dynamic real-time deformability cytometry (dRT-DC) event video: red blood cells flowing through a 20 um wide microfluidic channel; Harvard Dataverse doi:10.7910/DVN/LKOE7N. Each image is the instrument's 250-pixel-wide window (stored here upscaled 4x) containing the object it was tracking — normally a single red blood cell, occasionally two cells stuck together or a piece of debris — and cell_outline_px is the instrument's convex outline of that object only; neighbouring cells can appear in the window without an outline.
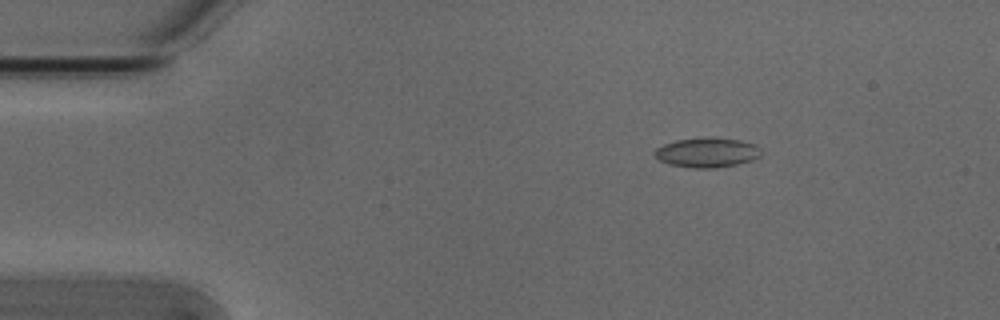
{"species": "Egyptian fruit bat (a non-hibernating species)", "species_latin": "Rousettus aegyptiacus", "temperature_condition": "cold", "stored_images_in_passage": 4, "camera_frame_rate_fps": 3000, "um_per_image_px": 0.085, "animal": {"sex": "male"}, "frame": {"image": 1, "passage_image": 3, "time_ms": 0.667, "image_size_px": [1000, 320], "cell_outline_px": [[760, 156], [752, 160], [736, 164], [716, 168], [692, 168], [668, 164], [660, 160], [652, 152], [656, 148], [664, 144], [676, 140], [740, 140], [756, 144], [760, 148]], "centroid_in_image_um": [60.09, 13.01], "position_along_channel_um": 24.9, "area_um2": 17.69}}